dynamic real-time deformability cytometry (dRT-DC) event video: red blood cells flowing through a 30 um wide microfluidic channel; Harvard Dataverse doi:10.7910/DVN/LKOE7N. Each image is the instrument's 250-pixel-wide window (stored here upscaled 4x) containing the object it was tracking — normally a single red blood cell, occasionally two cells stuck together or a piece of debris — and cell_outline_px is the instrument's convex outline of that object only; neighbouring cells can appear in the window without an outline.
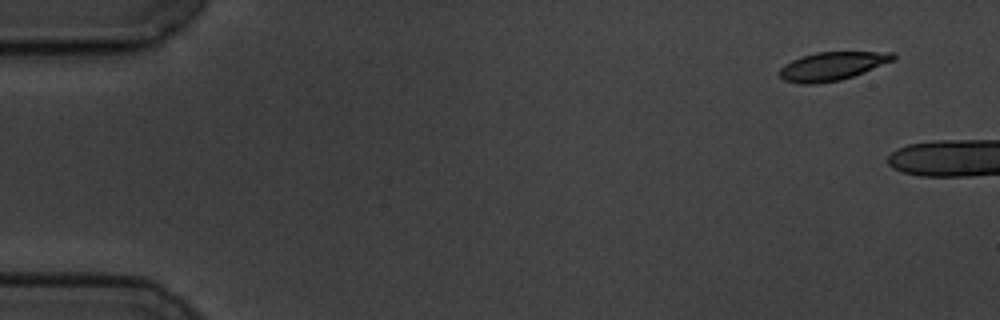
{"species": "common noctule bat (a hibernating species)", "species_latin": "Nyctalus noctula", "temperature_condition": "cold", "stored_images_in_passage": 3, "camera_frame_rate_fps": 3000, "um_per_image_px": 0.085, "animal": {"sex": "male", "body_mass_g": 19.5, "forearm_length_mm": 54.6}, "frame": {"image": 1, "passage_image": 1, "time_ms": 0.0, "image_size_px": [1000, 320], "cell_outline_px": [[896, 56], [892, 60], [864, 72], [840, 80], [816, 84], [800, 84], [784, 80], [780, 76], [780, 68], [784, 64], [792, 60], [816, 52], [896, 52]], "centroid_in_image_um": [70.71, 5.62], "position_along_channel_um": 14.3, "area_um2": 18.61}}